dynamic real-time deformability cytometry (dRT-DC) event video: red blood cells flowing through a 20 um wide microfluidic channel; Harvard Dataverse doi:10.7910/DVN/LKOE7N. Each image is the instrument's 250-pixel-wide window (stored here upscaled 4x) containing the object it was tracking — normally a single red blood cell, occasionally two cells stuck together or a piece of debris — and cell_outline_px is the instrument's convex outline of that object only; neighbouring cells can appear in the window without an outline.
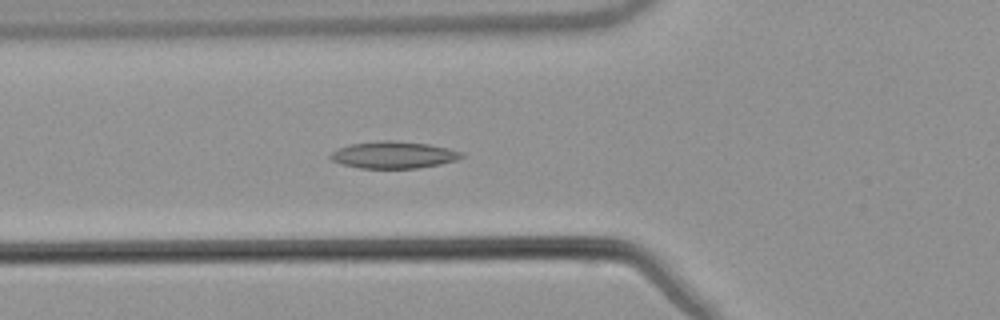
{"species": "common noctule bat (a hibernating species)", "species_latin": "Nyctalus noctula", "temperature_condition": "warm", "stored_images_in_passage": 54, "camera_frame_rate_fps": 3000, "um_per_image_px": 0.085, "animal": {"sex": "male", "body_mass_g": 21.5, "forearm_length_mm": 52.0}, "frame": {"image": 1, "passage_image": 20, "time_ms": 6.333, "image_size_px": [1000, 320], "cell_outline_px": [[464, 156], [456, 160], [440, 164], [416, 168], [360, 168], [344, 164], [332, 160], [328, 156], [332, 152], [340, 148], [352, 144], [380, 140], [392, 140], [428, 144], [448, 148], [464, 152]], "centroid_in_image_um": [33.49, 13.16], "position_along_channel_um": 92.3, "area_um2": 20.4}}
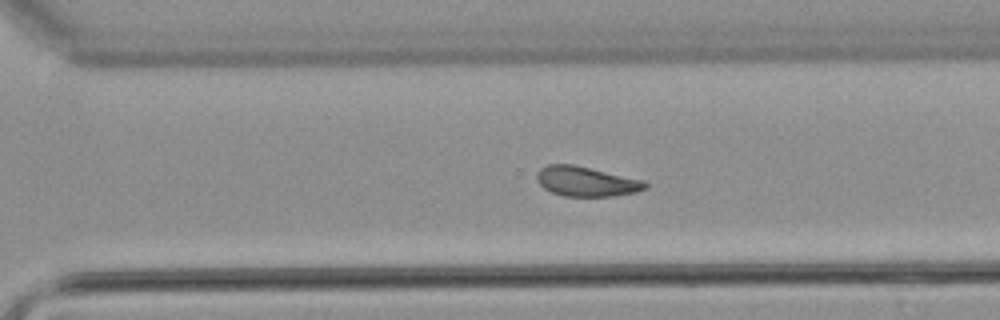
{"frame": {"image": 2, "passage_image": 38, "time_ms": 12.333, "image_size_px": [1000, 320], "cell_outline_px": [[648, 188], [636, 192], [612, 196], [564, 196], [552, 192], [544, 188], [536, 180], [536, 172], [540, 168], [548, 164], [572, 164], [644, 180], [648, 184]], "centroid_in_image_um": [49.82, 15.42], "position_along_channel_um": 320.8, "area_um2": 18.84}}
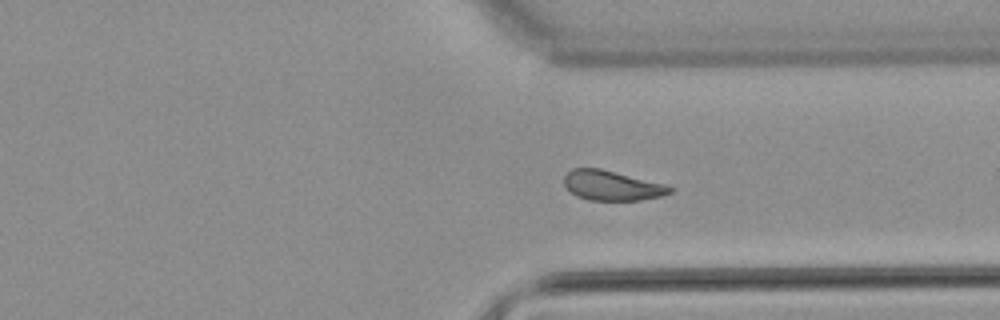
{"frame": {"image": 3, "passage_image": 41, "time_ms": 13.333, "image_size_px": [1000, 320], "cell_outline_px": [[676, 188], [672, 192], [660, 196], [640, 200], [588, 200], [576, 196], [564, 184], [564, 176], [572, 168], [600, 168], [664, 184]], "centroid_in_image_um": [52.01, 15.77], "position_along_channel_um": 359.4, "area_um2": 18.26}, "authors_computed_cell_mechanics": {"area_um2": 19.6809, "velocity_mm_per_s": 3.8106, "shape_relaxation_time_tau1_ms": null, "shape_relaxation_time_tau2_ms": 5.2836, "deformation_change_tau1": null, "deformation_change_tau2": 0.1283}}